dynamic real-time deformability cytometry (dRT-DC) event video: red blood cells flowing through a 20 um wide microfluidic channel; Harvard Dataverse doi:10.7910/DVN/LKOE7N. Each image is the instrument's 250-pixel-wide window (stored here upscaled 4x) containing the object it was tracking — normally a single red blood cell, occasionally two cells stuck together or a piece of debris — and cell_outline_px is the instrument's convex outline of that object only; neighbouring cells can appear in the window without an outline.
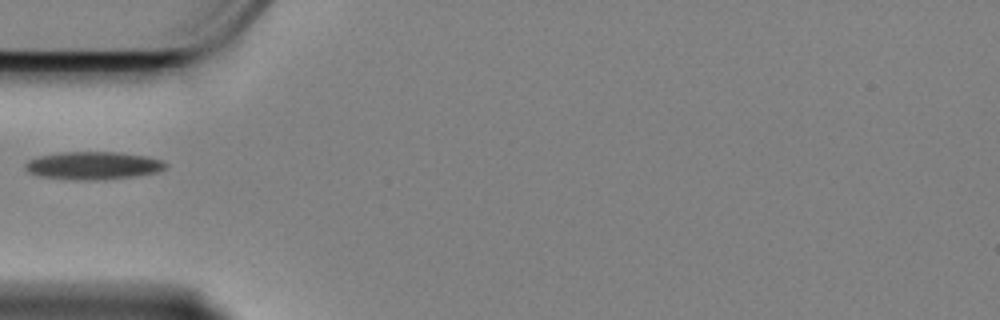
{"species": "Egyptian fruit bat (a non-hibernating species)", "species_latin": "Rousettus aegyptiacus", "temperature_condition": "cold", "stored_images_in_passage": 41, "camera_frame_rate_fps": 3000, "um_per_image_px": 0.085, "animal": {"sex": "female"}, "frame": {"image": 1, "passage_image": 1, "time_ms": 0.0, "image_size_px": [1000, 320], "cell_outline_px": [[168, 164], [164, 168], [156, 172], [136, 176], [96, 180], [80, 180], [40, 176], [28, 172], [24, 168], [24, 164], [28, 160], [40, 156], [60, 152], [120, 152], [148, 156], [164, 160]], "centroid_in_image_um": [7.94, 14.06], "position_along_channel_um": 77.1, "area_um2": 22.83}}
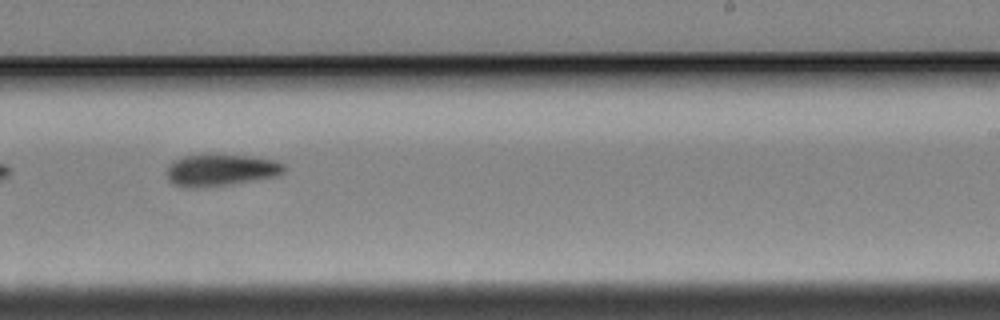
{"frame": {"image": 2, "passage_image": 18, "time_ms": 5.667, "image_size_px": [1000, 320], "cell_outline_px": [[288, 168], [284, 172], [276, 176], [232, 184], [192, 188], [188, 188], [176, 184], [168, 180], [168, 164], [172, 160], [184, 156], [212, 152], [252, 156], [276, 160], [284, 164]], "centroid_in_image_um": [18.79, 14.41], "position_along_channel_um": 270.2, "area_um2": 22.43}}
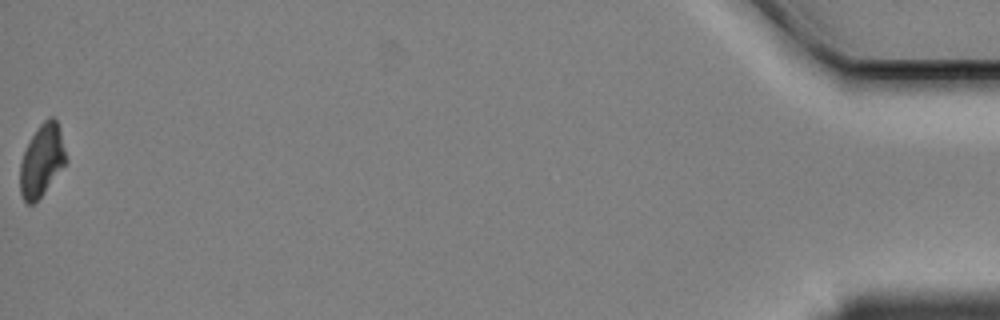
{"frame": {"image": 3, "passage_image": 41, "time_ms": 13.333, "image_size_px": [1000, 320], "cell_outline_px": [[68, 160], [40, 196], [32, 204], [28, 204], [24, 200], [20, 192], [20, 164], [24, 152], [32, 136], [40, 124], [48, 116], [52, 116], [56, 120], [60, 128]], "centroid_in_image_um": [3.57, 13.6], "position_along_channel_um": 431.6, "area_um2": 18.96}}